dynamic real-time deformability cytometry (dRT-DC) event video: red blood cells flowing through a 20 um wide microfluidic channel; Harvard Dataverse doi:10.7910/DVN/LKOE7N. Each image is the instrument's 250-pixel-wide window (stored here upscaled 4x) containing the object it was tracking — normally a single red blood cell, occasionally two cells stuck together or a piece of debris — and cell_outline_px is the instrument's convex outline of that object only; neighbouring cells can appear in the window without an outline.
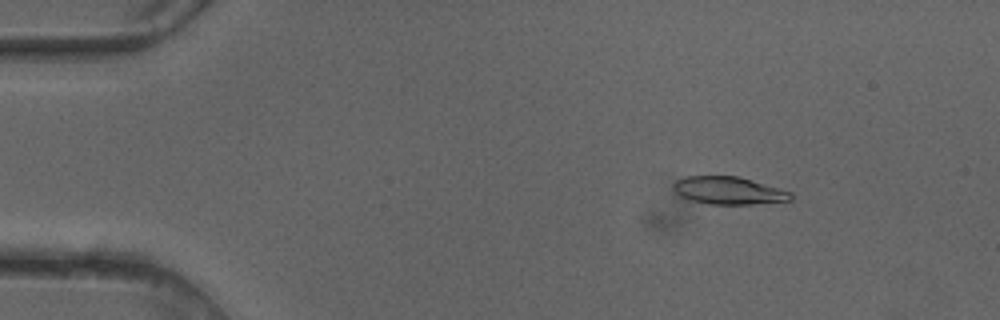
{"species": "common noctule bat (a hibernating species)", "species_latin": "Nyctalus noctula", "temperature_condition": "cold", "stored_images_in_passage": 15, "camera_frame_rate_fps": 3000, "um_per_image_px": 0.085, "animal": {"sex": "female"}, "frame": {"image": 1, "passage_image": 7, "time_ms": 2.0, "image_size_px": [1000, 320], "cell_outline_px": [[792, 200], [752, 204], [708, 204], [692, 200], [680, 196], [672, 188], [672, 184], [676, 180], [684, 176], [736, 176], [792, 192]], "centroid_in_image_um": [61.89, 16.2], "position_along_channel_um": 23.1, "area_um2": 18.73}}